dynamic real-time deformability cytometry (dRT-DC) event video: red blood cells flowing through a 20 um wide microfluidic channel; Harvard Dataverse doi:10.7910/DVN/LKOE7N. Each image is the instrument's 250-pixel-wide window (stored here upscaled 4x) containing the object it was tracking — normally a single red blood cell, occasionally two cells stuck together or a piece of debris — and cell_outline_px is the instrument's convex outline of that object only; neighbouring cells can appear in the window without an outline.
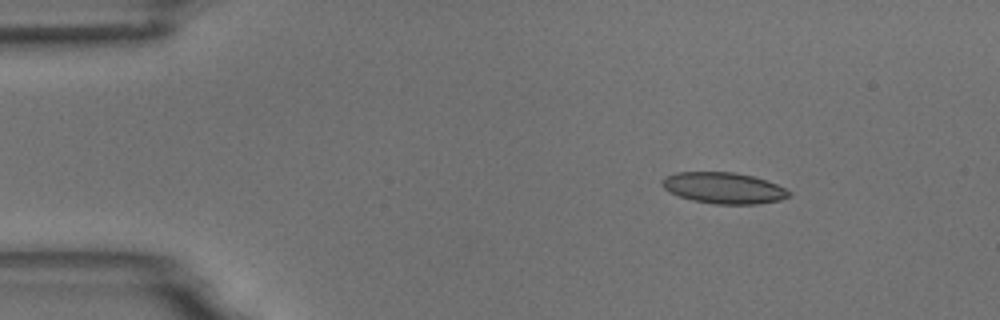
{"species": "common noctule bat (a hibernating species)", "species_latin": "Nyctalus noctula", "temperature_condition": "room temperature", "stored_images_in_passage": 5, "camera_frame_rate_fps": 3000, "um_per_image_px": 0.085, "animal": {"sex": "male", "body_mass_g": 18.8}, "frame": {"image": 1, "passage_image": 2, "time_ms": 1.333, "image_size_px": [1000, 320], "cell_outline_px": [[792, 196], [780, 200], [756, 204], [716, 204], [692, 200], [668, 192], [660, 184], [660, 180], [664, 176], [676, 172], [736, 172], [752, 176], [776, 184], [792, 192]], "centroid_in_image_um": [61.48, 15.97], "position_along_channel_um": 23.5, "area_um2": 23.18}}